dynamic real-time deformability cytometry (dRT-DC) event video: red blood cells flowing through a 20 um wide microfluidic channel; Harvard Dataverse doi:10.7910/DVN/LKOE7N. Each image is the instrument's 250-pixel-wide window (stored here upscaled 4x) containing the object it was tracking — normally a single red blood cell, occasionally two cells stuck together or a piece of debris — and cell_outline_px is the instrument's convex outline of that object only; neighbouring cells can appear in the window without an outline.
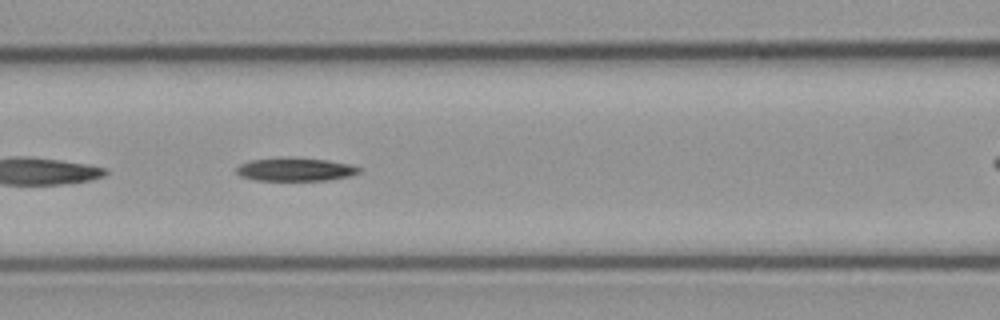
{"species": "common noctule bat (a hibernating species)", "species_latin": "Nyctalus noctula", "temperature_condition": "cold", "stored_images_in_passage": 38, "camera_frame_rate_fps": 3000, "um_per_image_px": 0.085, "animal": {"sex": "male", "body_mass_g": 23.1, "forearm_length_mm": 52.7}, "frame": {"image": 1, "passage_image": 6, "time_ms": 1.667, "image_size_px": [1000, 320], "cell_outline_px": [[360, 172], [348, 176], [328, 180], [256, 180], [240, 176], [236, 172], [236, 168], [240, 164], [252, 160], [288, 156], [328, 160], [348, 164], [360, 168]], "centroid_in_image_um": [25.07, 14.38], "position_along_channel_um": 141.5, "area_um2": 16.65}}